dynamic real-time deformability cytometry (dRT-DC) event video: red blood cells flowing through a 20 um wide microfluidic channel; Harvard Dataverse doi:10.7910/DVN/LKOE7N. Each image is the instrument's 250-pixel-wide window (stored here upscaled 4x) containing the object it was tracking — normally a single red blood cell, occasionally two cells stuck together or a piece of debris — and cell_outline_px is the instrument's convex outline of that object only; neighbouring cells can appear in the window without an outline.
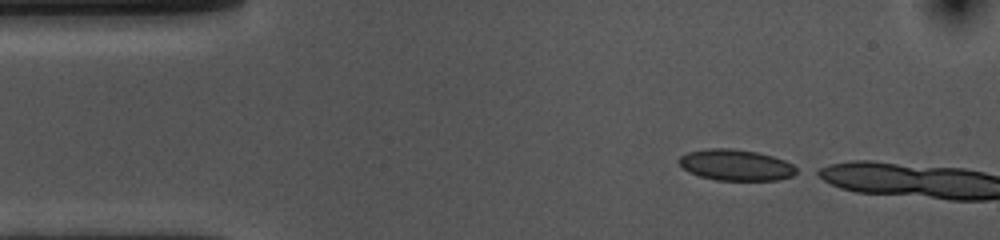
{"species": "common noctule bat (a hibernating species)", "species_latin": "Nyctalus noctula", "temperature_condition": "cold", "stored_images_in_passage": 3, "camera_frame_rate_fps": 3000, "um_per_image_px": 0.085, "animal": {"sex": "female", "body_mass_g": 10.0, "forearm_length_mm": 53.1}, "frame": {"image": 1, "passage_image": 1, "time_ms": 0.0, "image_size_px": [1000, 240], "cell_outline_px": [[800, 172], [792, 176], [776, 180], [716, 180], [700, 176], [688, 172], [676, 160], [680, 156], [688, 152], [708, 148], [732, 148], [756, 152], [772, 156], [784, 160], [792, 164]], "centroid_in_image_um": [62.54, 14.02], "position_along_channel_um": 22.5, "area_um2": 21.33}}